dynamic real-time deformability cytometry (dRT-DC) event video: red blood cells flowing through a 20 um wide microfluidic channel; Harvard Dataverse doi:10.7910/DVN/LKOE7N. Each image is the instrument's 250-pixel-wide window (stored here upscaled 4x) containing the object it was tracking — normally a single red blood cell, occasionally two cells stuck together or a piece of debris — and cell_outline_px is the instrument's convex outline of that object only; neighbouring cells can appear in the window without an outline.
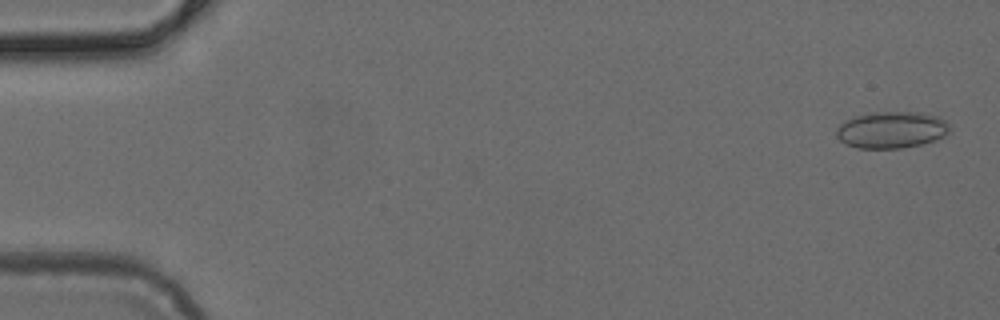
{"species": "common noctule bat (a hibernating species)", "species_latin": "Nyctalus noctula", "temperature_condition": "cold", "stored_images_in_passage": 49, "camera_frame_rate_fps": 3000, "um_per_image_px": 0.085, "animal": {"sex": "female", "body_mass_g": 24.6, "forearm_length_mm": 56.2}, "frame": {"image": 1, "passage_image": 2, "time_ms": 0.333, "image_size_px": [1000, 320], "cell_outline_px": [[948, 132], [944, 136], [920, 144], [900, 148], [856, 148], [844, 144], [836, 136], [836, 128], [844, 120], [856, 116], [872, 112], [916, 112], [936, 116], [944, 120], [948, 124]], "centroid_in_image_um": [75.71, 11.04], "position_along_channel_um": 9.3, "area_um2": 24.04}}
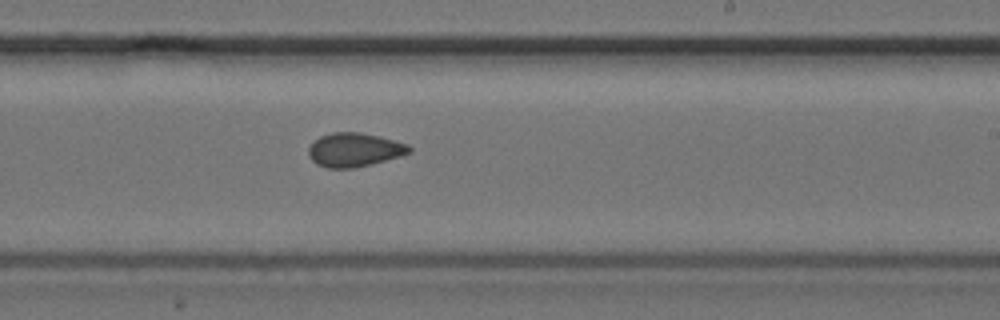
{"frame": {"image": 2, "passage_image": 30, "time_ms": 9.667, "image_size_px": [1000, 320], "cell_outline_px": [[412, 152], [400, 156], [372, 164], [352, 168], [328, 168], [316, 164], [308, 156], [308, 148], [320, 136], [332, 132], [360, 132], [380, 136], [408, 144], [412, 148]], "centroid_in_image_um": [30.13, 12.73], "position_along_channel_um": 258.9, "area_um2": 19.94}}
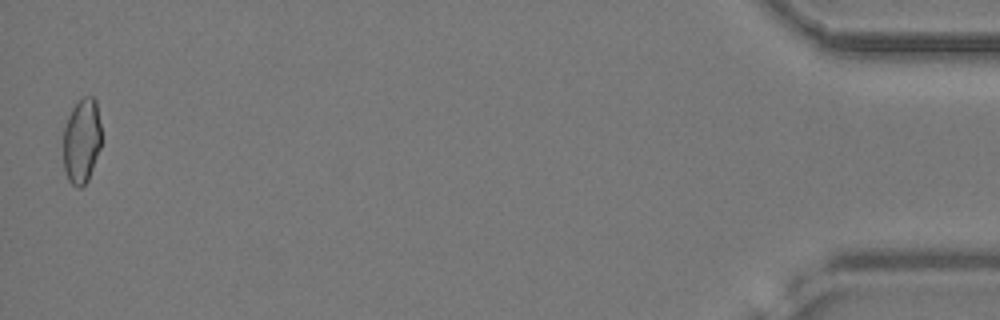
{"frame": {"image": 3, "passage_image": 49, "time_ms": 16.0, "image_size_px": [1000, 320], "cell_outline_px": [[100, 148], [88, 180], [80, 188], [72, 184], [68, 180], [64, 168], [64, 128], [68, 116], [72, 108], [84, 96], [92, 96], [96, 100], [100, 124]], "centroid_in_image_um": [6.94, 11.97], "position_along_channel_um": 428.3, "area_um2": 18.67}}